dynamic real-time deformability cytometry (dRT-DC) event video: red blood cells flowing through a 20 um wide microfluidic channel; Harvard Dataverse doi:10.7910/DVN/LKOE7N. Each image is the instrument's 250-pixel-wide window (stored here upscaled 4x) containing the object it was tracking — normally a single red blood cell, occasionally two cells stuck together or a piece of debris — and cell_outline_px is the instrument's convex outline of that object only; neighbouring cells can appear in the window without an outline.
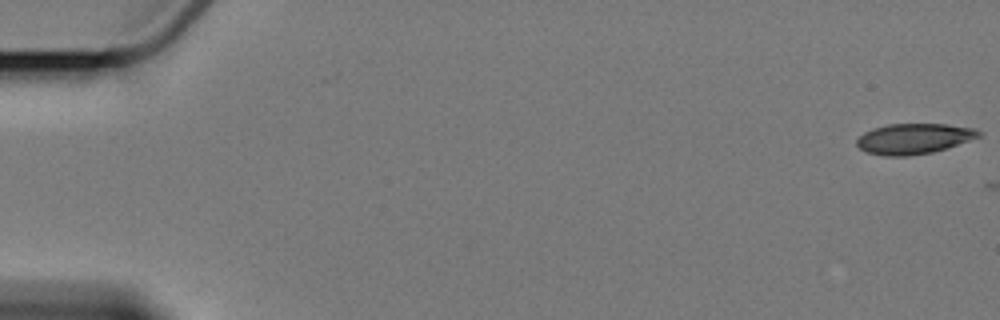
{"species": "Egyptian fruit bat (a non-hibernating species)", "species_latin": "Rousettus aegyptiacus", "temperature_condition": "cold", "stored_images_in_passage": 2, "camera_frame_rate_fps": 3000, "um_per_image_px": 0.085, "animal": {"sex": "female"}, "frame": {"image": 1, "passage_image": 1, "time_ms": 0.0, "image_size_px": [1000, 320], "cell_outline_px": [[984, 132], [980, 136], [948, 148], [932, 152], [908, 156], [884, 156], [868, 152], [860, 148], [856, 144], [856, 140], [864, 132], [872, 128], [888, 124], [948, 124], [976, 128]], "centroid_in_image_um": [77.71, 11.78], "position_along_channel_um": 7.3, "area_um2": 21.79}}